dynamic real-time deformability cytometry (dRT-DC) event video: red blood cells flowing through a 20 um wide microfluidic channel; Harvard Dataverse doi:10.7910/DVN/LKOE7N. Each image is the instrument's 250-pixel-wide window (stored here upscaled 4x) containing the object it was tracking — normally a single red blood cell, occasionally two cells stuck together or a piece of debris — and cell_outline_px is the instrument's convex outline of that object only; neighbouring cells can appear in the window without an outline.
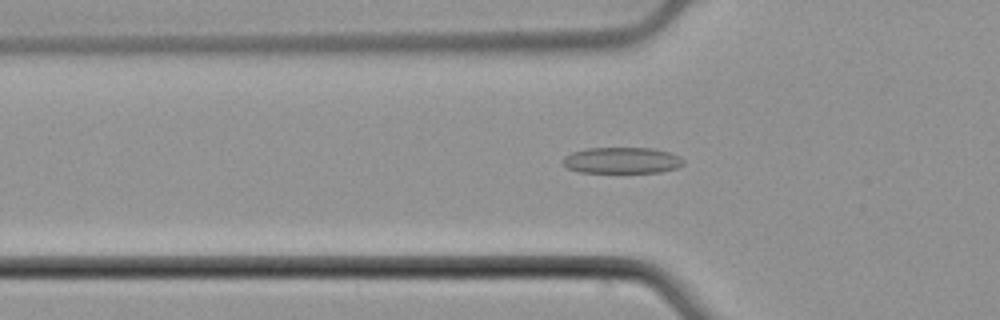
{"species": "common noctule bat (a hibernating species)", "species_latin": "Nyctalus noctula", "temperature_condition": "cold", "stored_images_in_passage": 41, "camera_frame_rate_fps": 3000, "um_per_image_px": 0.085, "animal": {"sex": "male", "body_mass_g": 21.5, "forearm_length_mm": 52.0}, "frame": {"image": 1, "passage_image": 8, "time_ms": 2.333, "image_size_px": [1000, 320], "cell_outline_px": [[684, 164], [676, 168], [660, 172], [580, 172], [568, 168], [564, 164], [564, 156], [572, 152], [588, 148], [652, 148], [668, 152], [684, 160]], "centroid_in_image_um": [52.86, 13.63], "position_along_channel_um": 72.9, "area_um2": 18.15}}
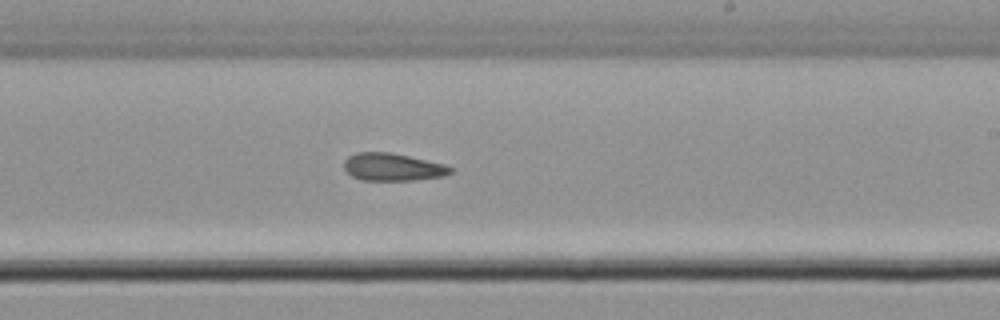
{"frame": {"image": 2, "passage_image": 22, "time_ms": 7.0, "image_size_px": [1000, 320], "cell_outline_px": [[452, 172], [444, 176], [412, 180], [360, 180], [352, 176], [344, 168], [344, 160], [348, 156], [356, 152], [388, 152], [408, 156], [444, 164], [452, 168]], "centroid_in_image_um": [33.35, 14.2], "position_along_channel_um": 255.7, "area_um2": 16.99}}
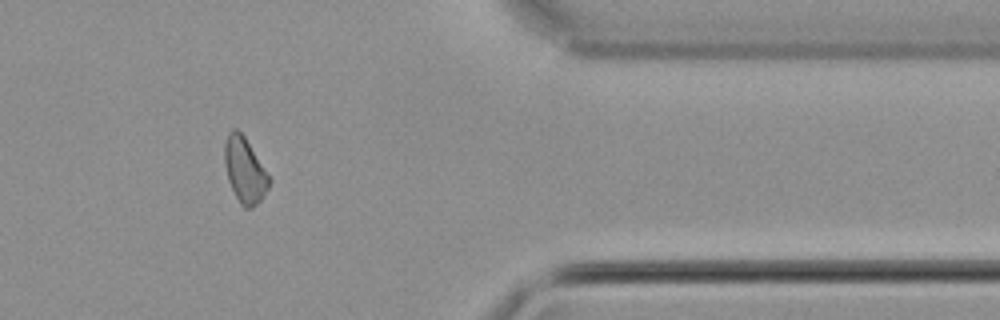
{"frame": {"image": 3, "passage_image": 34, "time_ms": 11.0, "image_size_px": [1000, 320], "cell_outline_px": [[272, 180], [268, 188], [260, 200], [252, 208], [244, 208], [240, 204], [228, 180], [224, 160], [224, 144], [228, 132], [232, 128], [236, 128], [244, 136]], "centroid_in_image_um": [20.79, 14.46], "position_along_channel_um": 390.6, "area_um2": 16.82}, "authors_computed_cell_mechanics": {"area_um2": 17.2822, "velocity_mm_per_s": 3.9265, "shape_relaxation_time_tau1_ms": null, "shape_relaxation_time_tau2_ms": 2.3263, "deformation_change_tau1": null, "deformation_change_tau2": 0.0957}}